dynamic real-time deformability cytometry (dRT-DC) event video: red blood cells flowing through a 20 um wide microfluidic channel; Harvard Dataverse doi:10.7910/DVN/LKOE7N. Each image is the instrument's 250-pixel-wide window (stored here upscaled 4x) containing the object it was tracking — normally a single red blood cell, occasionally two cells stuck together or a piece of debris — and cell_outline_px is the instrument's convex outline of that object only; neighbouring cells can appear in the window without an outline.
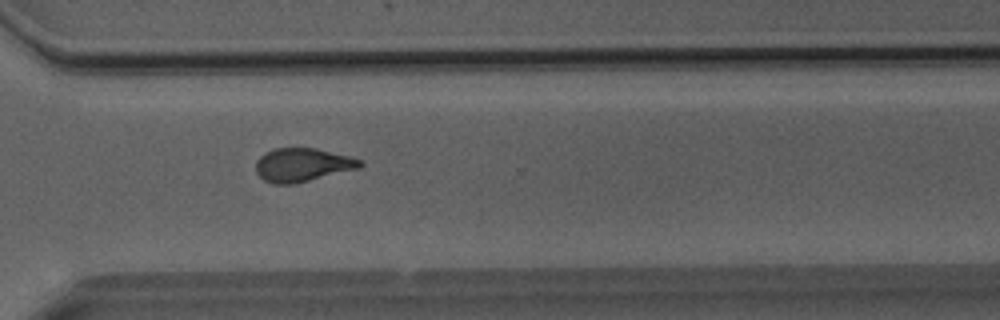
{"species": "Egyptian fruit bat (a non-hibernating species)", "species_latin": "Rousettus aegyptiacus", "temperature_condition": "room temperature", "stored_images_in_passage": 50, "camera_frame_rate_fps": 3000, "um_per_image_px": 0.085, "animal": {"sex": "male"}, "frame": {"image": 1, "passage_image": 37, "time_ms": 12.0, "image_size_px": [1000, 320], "cell_outline_px": [[364, 164], [360, 168], [292, 184], [276, 184], [264, 180], [256, 172], [256, 160], [264, 152], [276, 148], [316, 148], [348, 156], [360, 160]], "centroid_in_image_um": [25.68, 14.01], "position_along_channel_um": 344.9, "area_um2": 20.17}}
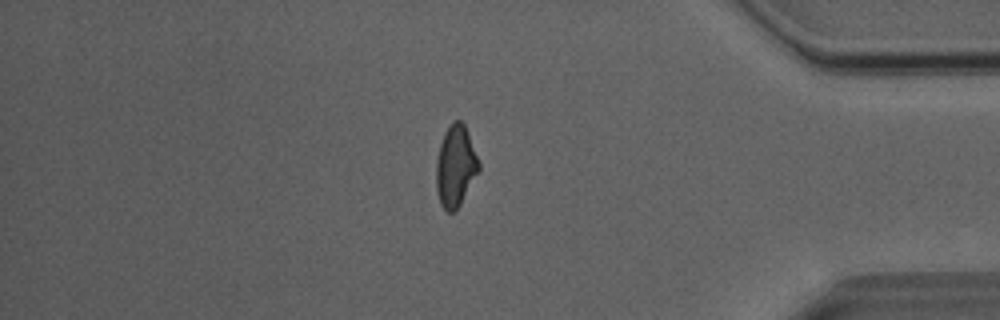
{"frame": {"image": 2, "passage_image": 43, "time_ms": 14.0, "image_size_px": [1000, 320], "cell_outline_px": [[480, 172], [456, 212], [448, 212], [440, 204], [436, 188], [436, 160], [440, 144], [444, 132], [452, 120], [460, 120], [464, 124], [480, 164]], "centroid_in_image_um": [38.72, 14.15], "position_along_channel_um": 396.5, "area_um2": 20.46}}
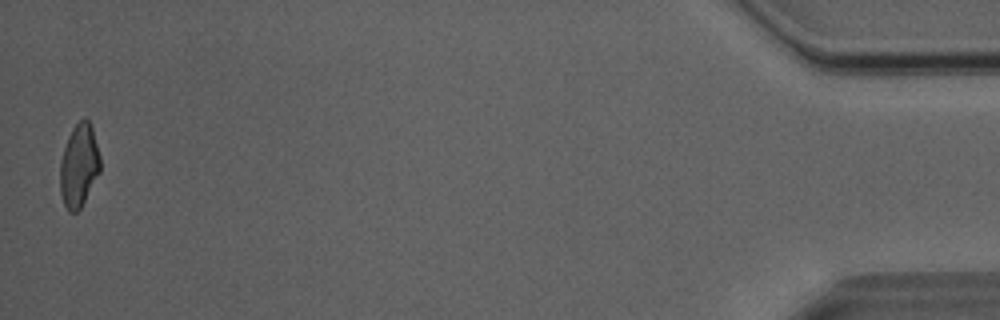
{"frame": {"image": 3, "passage_image": 50, "time_ms": 16.333, "image_size_px": [1000, 320], "cell_outline_px": [[100, 172], [80, 208], [76, 212], [68, 212], [64, 204], [60, 192], [60, 160], [68, 136], [72, 128], [84, 116], [88, 120], [92, 128], [100, 156]], "centroid_in_image_um": [6.7, 14.06], "position_along_channel_um": 428.5, "area_um2": 19.36}, "authors_computed_cell_mechanics": {"area_um2": 20.6635, "velocity_mm_per_s": 4.0829, "shape_relaxation_time_tau1_ms": 9.9368, "shape_relaxation_time_tau2_ms": 1.5135, "deformation_change_tau1": 0.2135, "deformation_change_tau2": 0.072}}